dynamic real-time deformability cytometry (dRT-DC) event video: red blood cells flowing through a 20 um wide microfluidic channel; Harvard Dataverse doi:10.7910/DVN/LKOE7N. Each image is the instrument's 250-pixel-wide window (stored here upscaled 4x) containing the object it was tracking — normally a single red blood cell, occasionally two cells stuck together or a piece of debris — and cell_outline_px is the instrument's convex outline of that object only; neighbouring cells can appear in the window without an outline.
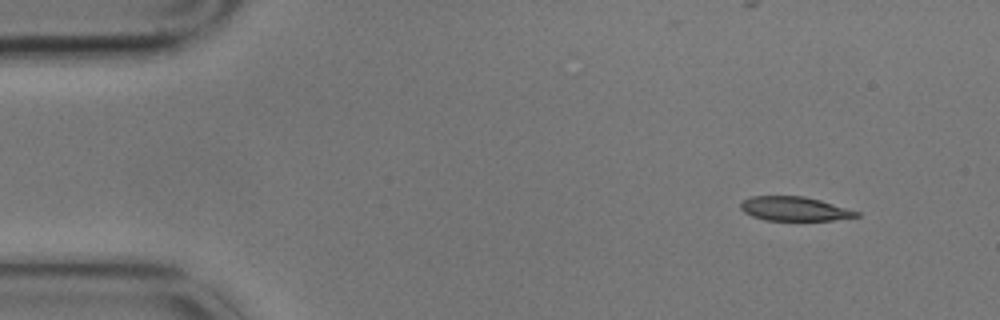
{"species": "common noctule bat (a hibernating species)", "species_latin": "Nyctalus noctula", "temperature_condition": "cold", "stored_images_in_passage": 4, "camera_frame_rate_fps": 3000, "um_per_image_px": 0.085, "animal": {"sex": "male", "body_mass_g": 17.9}, "frame": {"image": 1, "passage_image": 1, "time_ms": 0.0, "image_size_px": [1000, 320], "cell_outline_px": [[860, 216], [832, 220], [764, 220], [752, 216], [744, 212], [740, 208], [740, 204], [744, 200], [752, 196], [804, 196], [820, 200], [860, 212]], "centroid_in_image_um": [67.52, 17.75], "position_along_channel_um": 17.5, "area_um2": 16.18}}
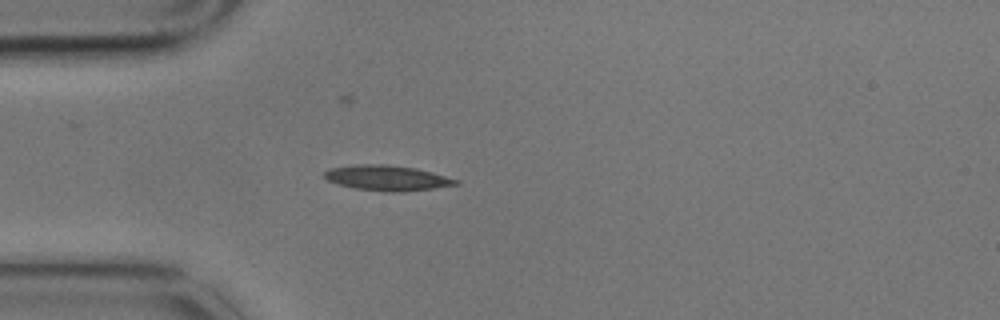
{"frame": {"image": 2, "passage_image": 4, "time_ms": 1.0, "image_size_px": [1000, 320], "cell_outline_px": [[460, 184], [404, 192], [388, 192], [356, 188], [340, 184], [328, 180], [324, 176], [324, 172], [332, 168], [352, 164], [384, 164], [416, 168], [432, 172], [460, 180]], "centroid_in_image_um": [32.94, 15.12], "position_along_channel_um": 52.1, "area_um2": 19.25}}